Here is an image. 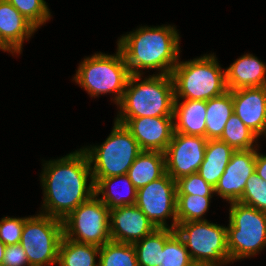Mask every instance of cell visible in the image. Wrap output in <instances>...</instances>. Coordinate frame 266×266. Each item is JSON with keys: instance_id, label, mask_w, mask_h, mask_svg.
<instances>
[{"instance_id": "1", "label": "cell", "mask_w": 266, "mask_h": 266, "mask_svg": "<svg viewBox=\"0 0 266 266\" xmlns=\"http://www.w3.org/2000/svg\"><path fill=\"white\" fill-rule=\"evenodd\" d=\"M40 174L43 187L42 214L64 220L95 194V183L87 154L75 150L62 158L45 161ZM90 183L87 186V181Z\"/></svg>"}, {"instance_id": "2", "label": "cell", "mask_w": 266, "mask_h": 266, "mask_svg": "<svg viewBox=\"0 0 266 266\" xmlns=\"http://www.w3.org/2000/svg\"><path fill=\"white\" fill-rule=\"evenodd\" d=\"M177 31L171 25L141 26L122 35L117 47L122 51L130 73L142 75L140 69H158L159 75H170L180 58Z\"/></svg>"}, {"instance_id": "3", "label": "cell", "mask_w": 266, "mask_h": 266, "mask_svg": "<svg viewBox=\"0 0 266 266\" xmlns=\"http://www.w3.org/2000/svg\"><path fill=\"white\" fill-rule=\"evenodd\" d=\"M141 76L130 75L118 104L120 111L116 118L174 117L175 98L171 75L157 73L144 80H141Z\"/></svg>"}, {"instance_id": "4", "label": "cell", "mask_w": 266, "mask_h": 266, "mask_svg": "<svg viewBox=\"0 0 266 266\" xmlns=\"http://www.w3.org/2000/svg\"><path fill=\"white\" fill-rule=\"evenodd\" d=\"M170 75L175 100L207 101L228 91L225 70L220 67L214 53L178 61Z\"/></svg>"}, {"instance_id": "5", "label": "cell", "mask_w": 266, "mask_h": 266, "mask_svg": "<svg viewBox=\"0 0 266 266\" xmlns=\"http://www.w3.org/2000/svg\"><path fill=\"white\" fill-rule=\"evenodd\" d=\"M130 75L122 51L117 47L115 55L100 52L84 58L79 64L73 80L91 97L115 93L113 100L118 105Z\"/></svg>"}, {"instance_id": "6", "label": "cell", "mask_w": 266, "mask_h": 266, "mask_svg": "<svg viewBox=\"0 0 266 266\" xmlns=\"http://www.w3.org/2000/svg\"><path fill=\"white\" fill-rule=\"evenodd\" d=\"M83 150L89 159L93 178L127 174L132 163L142 152L132 134L115 120L110 135L101 145L84 147Z\"/></svg>"}, {"instance_id": "7", "label": "cell", "mask_w": 266, "mask_h": 266, "mask_svg": "<svg viewBox=\"0 0 266 266\" xmlns=\"http://www.w3.org/2000/svg\"><path fill=\"white\" fill-rule=\"evenodd\" d=\"M266 247V212L230 203L227 248L230 262L253 257Z\"/></svg>"}, {"instance_id": "8", "label": "cell", "mask_w": 266, "mask_h": 266, "mask_svg": "<svg viewBox=\"0 0 266 266\" xmlns=\"http://www.w3.org/2000/svg\"><path fill=\"white\" fill-rule=\"evenodd\" d=\"M175 232L182 239L196 265H227V227L206 221L177 223Z\"/></svg>"}, {"instance_id": "9", "label": "cell", "mask_w": 266, "mask_h": 266, "mask_svg": "<svg viewBox=\"0 0 266 266\" xmlns=\"http://www.w3.org/2000/svg\"><path fill=\"white\" fill-rule=\"evenodd\" d=\"M63 221L45 214L25 219L20 245L26 252L30 266H51L58 262Z\"/></svg>"}, {"instance_id": "10", "label": "cell", "mask_w": 266, "mask_h": 266, "mask_svg": "<svg viewBox=\"0 0 266 266\" xmlns=\"http://www.w3.org/2000/svg\"><path fill=\"white\" fill-rule=\"evenodd\" d=\"M63 233L75 242L103 246L111 241L110 209L94 194L63 220Z\"/></svg>"}, {"instance_id": "11", "label": "cell", "mask_w": 266, "mask_h": 266, "mask_svg": "<svg viewBox=\"0 0 266 266\" xmlns=\"http://www.w3.org/2000/svg\"><path fill=\"white\" fill-rule=\"evenodd\" d=\"M177 188L176 181L167 173L137 190L136 206L147 216L156 228L175 229ZM172 218L171 226L166 223Z\"/></svg>"}, {"instance_id": "12", "label": "cell", "mask_w": 266, "mask_h": 266, "mask_svg": "<svg viewBox=\"0 0 266 266\" xmlns=\"http://www.w3.org/2000/svg\"><path fill=\"white\" fill-rule=\"evenodd\" d=\"M206 145L205 137L174 132L164 152L166 173L175 181L196 173L203 162Z\"/></svg>"}, {"instance_id": "13", "label": "cell", "mask_w": 266, "mask_h": 266, "mask_svg": "<svg viewBox=\"0 0 266 266\" xmlns=\"http://www.w3.org/2000/svg\"><path fill=\"white\" fill-rule=\"evenodd\" d=\"M138 142L142 151L165 152L174 134V117L115 118Z\"/></svg>"}, {"instance_id": "14", "label": "cell", "mask_w": 266, "mask_h": 266, "mask_svg": "<svg viewBox=\"0 0 266 266\" xmlns=\"http://www.w3.org/2000/svg\"><path fill=\"white\" fill-rule=\"evenodd\" d=\"M257 150H235L214 188V193L229 201L228 203L239 202L247 179L255 172Z\"/></svg>"}, {"instance_id": "15", "label": "cell", "mask_w": 266, "mask_h": 266, "mask_svg": "<svg viewBox=\"0 0 266 266\" xmlns=\"http://www.w3.org/2000/svg\"><path fill=\"white\" fill-rule=\"evenodd\" d=\"M155 229L156 227L136 205L110 209L111 241L133 244Z\"/></svg>"}, {"instance_id": "16", "label": "cell", "mask_w": 266, "mask_h": 266, "mask_svg": "<svg viewBox=\"0 0 266 266\" xmlns=\"http://www.w3.org/2000/svg\"><path fill=\"white\" fill-rule=\"evenodd\" d=\"M234 113L258 137L266 136V86L231 91Z\"/></svg>"}, {"instance_id": "17", "label": "cell", "mask_w": 266, "mask_h": 266, "mask_svg": "<svg viewBox=\"0 0 266 266\" xmlns=\"http://www.w3.org/2000/svg\"><path fill=\"white\" fill-rule=\"evenodd\" d=\"M36 30L10 2L0 0V40L13 53L20 54L24 40H28Z\"/></svg>"}, {"instance_id": "18", "label": "cell", "mask_w": 266, "mask_h": 266, "mask_svg": "<svg viewBox=\"0 0 266 266\" xmlns=\"http://www.w3.org/2000/svg\"><path fill=\"white\" fill-rule=\"evenodd\" d=\"M229 91L266 86V64L253 54H244L225 69Z\"/></svg>"}, {"instance_id": "19", "label": "cell", "mask_w": 266, "mask_h": 266, "mask_svg": "<svg viewBox=\"0 0 266 266\" xmlns=\"http://www.w3.org/2000/svg\"><path fill=\"white\" fill-rule=\"evenodd\" d=\"M206 101L174 100V132L206 138Z\"/></svg>"}, {"instance_id": "20", "label": "cell", "mask_w": 266, "mask_h": 266, "mask_svg": "<svg viewBox=\"0 0 266 266\" xmlns=\"http://www.w3.org/2000/svg\"><path fill=\"white\" fill-rule=\"evenodd\" d=\"M235 150L219 139L207 140L204 159L197 173L215 188Z\"/></svg>"}, {"instance_id": "21", "label": "cell", "mask_w": 266, "mask_h": 266, "mask_svg": "<svg viewBox=\"0 0 266 266\" xmlns=\"http://www.w3.org/2000/svg\"><path fill=\"white\" fill-rule=\"evenodd\" d=\"M166 173L165 155L159 151H142L128 170V177L140 189Z\"/></svg>"}, {"instance_id": "22", "label": "cell", "mask_w": 266, "mask_h": 266, "mask_svg": "<svg viewBox=\"0 0 266 266\" xmlns=\"http://www.w3.org/2000/svg\"><path fill=\"white\" fill-rule=\"evenodd\" d=\"M95 183V194L109 209H113L120 206L135 205L137 200V189L130 181L127 174L118 175L108 178H93ZM118 181L122 182L126 195L115 192L112 186ZM119 184V183H118ZM122 186V187H123ZM112 187V188H111ZM119 187V186H117ZM123 191V189H122Z\"/></svg>"}, {"instance_id": "23", "label": "cell", "mask_w": 266, "mask_h": 266, "mask_svg": "<svg viewBox=\"0 0 266 266\" xmlns=\"http://www.w3.org/2000/svg\"><path fill=\"white\" fill-rule=\"evenodd\" d=\"M206 139H219L234 113L231 91L206 101Z\"/></svg>"}, {"instance_id": "24", "label": "cell", "mask_w": 266, "mask_h": 266, "mask_svg": "<svg viewBox=\"0 0 266 266\" xmlns=\"http://www.w3.org/2000/svg\"><path fill=\"white\" fill-rule=\"evenodd\" d=\"M175 233L170 228H156L143 239L133 243L139 266H159L166 241Z\"/></svg>"}, {"instance_id": "25", "label": "cell", "mask_w": 266, "mask_h": 266, "mask_svg": "<svg viewBox=\"0 0 266 266\" xmlns=\"http://www.w3.org/2000/svg\"><path fill=\"white\" fill-rule=\"evenodd\" d=\"M100 247L93 244L79 243L66 238L64 235L59 245V266H99Z\"/></svg>"}, {"instance_id": "26", "label": "cell", "mask_w": 266, "mask_h": 266, "mask_svg": "<svg viewBox=\"0 0 266 266\" xmlns=\"http://www.w3.org/2000/svg\"><path fill=\"white\" fill-rule=\"evenodd\" d=\"M258 137L233 113L228 119L219 140L226 142L234 150L255 149L258 144H253Z\"/></svg>"}, {"instance_id": "27", "label": "cell", "mask_w": 266, "mask_h": 266, "mask_svg": "<svg viewBox=\"0 0 266 266\" xmlns=\"http://www.w3.org/2000/svg\"><path fill=\"white\" fill-rule=\"evenodd\" d=\"M99 266H139L133 244L110 241L100 247Z\"/></svg>"}, {"instance_id": "28", "label": "cell", "mask_w": 266, "mask_h": 266, "mask_svg": "<svg viewBox=\"0 0 266 266\" xmlns=\"http://www.w3.org/2000/svg\"><path fill=\"white\" fill-rule=\"evenodd\" d=\"M211 198L198 195H177V223L206 221L203 215L209 210Z\"/></svg>"}, {"instance_id": "29", "label": "cell", "mask_w": 266, "mask_h": 266, "mask_svg": "<svg viewBox=\"0 0 266 266\" xmlns=\"http://www.w3.org/2000/svg\"><path fill=\"white\" fill-rule=\"evenodd\" d=\"M182 239L175 232L165 243L159 266H195Z\"/></svg>"}, {"instance_id": "30", "label": "cell", "mask_w": 266, "mask_h": 266, "mask_svg": "<svg viewBox=\"0 0 266 266\" xmlns=\"http://www.w3.org/2000/svg\"><path fill=\"white\" fill-rule=\"evenodd\" d=\"M36 28L50 19L51 13L44 0H7Z\"/></svg>"}, {"instance_id": "31", "label": "cell", "mask_w": 266, "mask_h": 266, "mask_svg": "<svg viewBox=\"0 0 266 266\" xmlns=\"http://www.w3.org/2000/svg\"><path fill=\"white\" fill-rule=\"evenodd\" d=\"M240 203L266 212V181L254 172L246 182Z\"/></svg>"}, {"instance_id": "32", "label": "cell", "mask_w": 266, "mask_h": 266, "mask_svg": "<svg viewBox=\"0 0 266 266\" xmlns=\"http://www.w3.org/2000/svg\"><path fill=\"white\" fill-rule=\"evenodd\" d=\"M177 195H198L212 197L214 187L208 184L197 172L176 180Z\"/></svg>"}, {"instance_id": "33", "label": "cell", "mask_w": 266, "mask_h": 266, "mask_svg": "<svg viewBox=\"0 0 266 266\" xmlns=\"http://www.w3.org/2000/svg\"><path fill=\"white\" fill-rule=\"evenodd\" d=\"M27 217L13 218L3 217L0 220V240L6 245L19 244L24 227V222Z\"/></svg>"}, {"instance_id": "34", "label": "cell", "mask_w": 266, "mask_h": 266, "mask_svg": "<svg viewBox=\"0 0 266 266\" xmlns=\"http://www.w3.org/2000/svg\"><path fill=\"white\" fill-rule=\"evenodd\" d=\"M2 266H30L26 252L20 244L6 246Z\"/></svg>"}, {"instance_id": "35", "label": "cell", "mask_w": 266, "mask_h": 266, "mask_svg": "<svg viewBox=\"0 0 266 266\" xmlns=\"http://www.w3.org/2000/svg\"><path fill=\"white\" fill-rule=\"evenodd\" d=\"M255 172L266 181V155L258 153L256 155Z\"/></svg>"}, {"instance_id": "36", "label": "cell", "mask_w": 266, "mask_h": 266, "mask_svg": "<svg viewBox=\"0 0 266 266\" xmlns=\"http://www.w3.org/2000/svg\"><path fill=\"white\" fill-rule=\"evenodd\" d=\"M5 248L6 245L0 240V266H2L3 263Z\"/></svg>"}, {"instance_id": "37", "label": "cell", "mask_w": 266, "mask_h": 266, "mask_svg": "<svg viewBox=\"0 0 266 266\" xmlns=\"http://www.w3.org/2000/svg\"><path fill=\"white\" fill-rule=\"evenodd\" d=\"M0 50H2V51H8V52H10V53H12L13 54V52L0 40Z\"/></svg>"}, {"instance_id": "38", "label": "cell", "mask_w": 266, "mask_h": 266, "mask_svg": "<svg viewBox=\"0 0 266 266\" xmlns=\"http://www.w3.org/2000/svg\"><path fill=\"white\" fill-rule=\"evenodd\" d=\"M195 266H219V265H195Z\"/></svg>"}]
</instances>
